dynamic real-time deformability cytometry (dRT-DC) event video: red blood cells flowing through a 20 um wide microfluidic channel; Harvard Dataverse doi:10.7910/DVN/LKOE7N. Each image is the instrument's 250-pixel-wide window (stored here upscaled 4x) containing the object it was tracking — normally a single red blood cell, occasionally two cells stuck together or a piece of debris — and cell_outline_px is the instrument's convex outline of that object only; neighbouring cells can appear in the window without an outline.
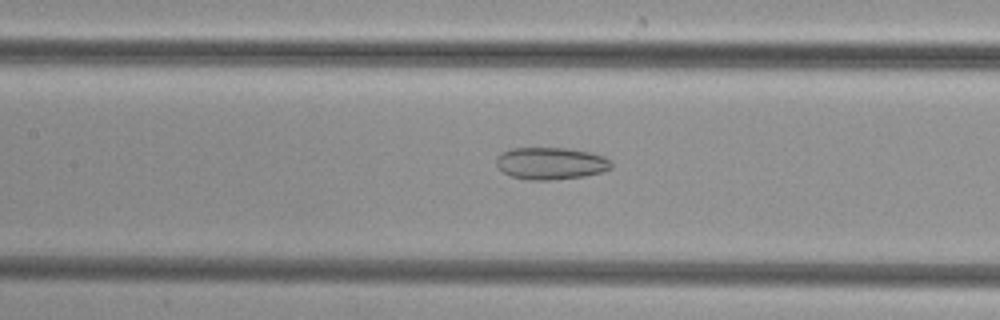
{"species": "common noctule bat (a hibernating species)", "species_latin": "Nyctalus noctula", "temperature_condition": "cold", "stored_images_in_passage": 47, "camera_frame_rate_fps": 3000, "um_per_image_px": 0.085, "animal": {"sex": "female", "body_mass_g": 29.2, "forearm_length_mm": 56.3}, "frame": {"image": 1, "passage_image": 23, "time_ms": 7.333, "image_size_px": [1000, 320], "cell_outline_px": [[612, 168], [604, 172], [584, 176], [552, 180], [528, 180], [512, 176], [504, 172], [496, 164], [496, 156], [512, 148], [568, 148], [592, 152], [604, 156], [612, 164]], "centroid_in_image_um": [46.85, 13.88], "position_along_channel_um": 160.5, "area_um2": 21.62}}
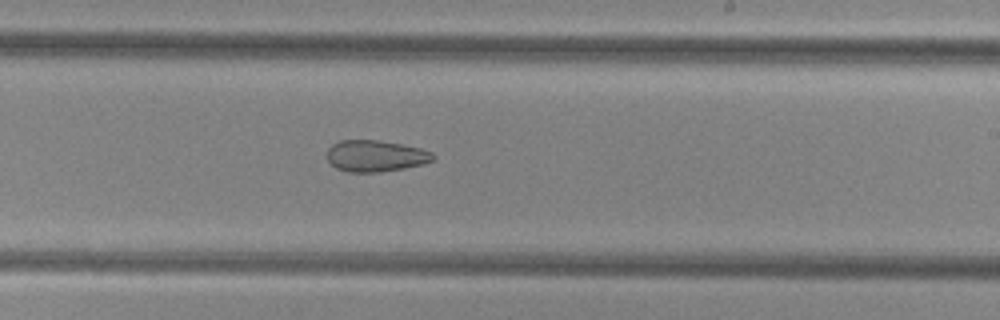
{"frame": {"image": 2, "passage_image": 30, "time_ms": 9.667, "image_size_px": [1000, 320], "cell_outline_px": [[436, 160], [424, 164], [404, 168], [380, 172], [348, 172], [336, 168], [328, 160], [328, 148], [332, 144], [340, 140], [376, 140], [400, 144], [420, 148], [432, 152], [436, 156]], "centroid_in_image_um": [31.95, 13.26], "position_along_channel_um": 257.0, "area_um2": 19.48}}
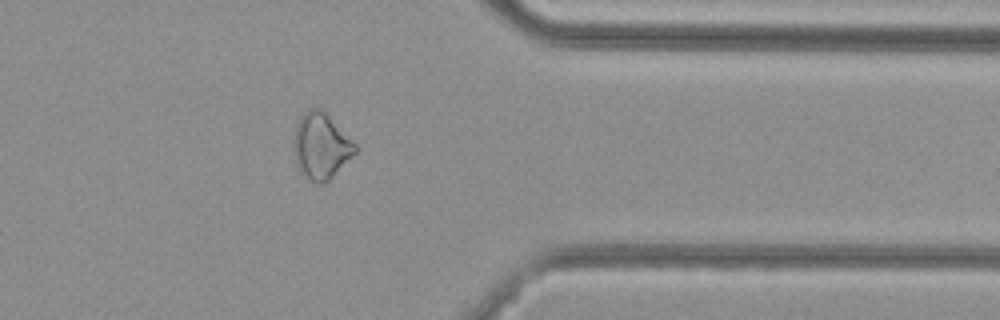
{"frame": {"image": 3, "passage_image": 40, "time_ms": 13.0, "image_size_px": [1000, 320], "cell_outline_px": [[356, 152], [324, 184], [316, 184], [304, 176], [296, 164], [292, 148], [292, 136], [296, 124], [300, 116], [308, 108], [320, 108], [356, 144]], "centroid_in_image_um": [27.22, 12.41], "position_along_channel_um": 384.2, "area_um2": 23.58}}